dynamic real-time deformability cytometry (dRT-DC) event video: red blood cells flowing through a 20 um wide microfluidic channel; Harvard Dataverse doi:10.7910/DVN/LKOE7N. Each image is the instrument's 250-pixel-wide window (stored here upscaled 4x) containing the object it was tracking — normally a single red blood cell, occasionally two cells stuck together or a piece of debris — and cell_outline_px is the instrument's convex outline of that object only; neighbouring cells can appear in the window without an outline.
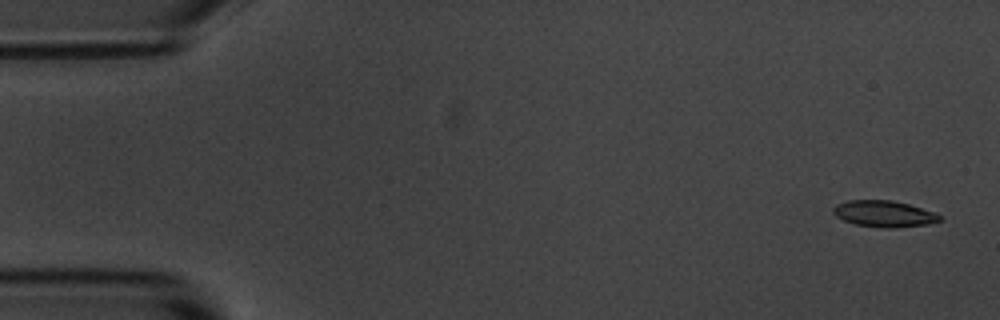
{"species": "common noctule bat (a hibernating species)", "species_latin": "Nyctalus noctula", "temperature_condition": "room temperature", "stored_images_in_passage": 4, "camera_frame_rate_fps": 3000, "um_per_image_px": 0.085, "animal": {"sex": "male", "body_mass_g": 20.1, "forearm_length_mm": 53.5}, "frame": {"image": 1, "passage_image": 1, "time_ms": 0.0, "image_size_px": [1000, 320], "cell_outline_px": [[940, 220], [928, 224], [888, 228], [856, 224], [844, 220], [836, 216], [832, 212], [832, 208], [836, 204], [848, 200], [892, 200], [908, 204], [932, 212], [940, 216]], "centroid_in_image_um": [75.08, 18.16], "position_along_channel_um": 9.9, "area_um2": 16.01}}
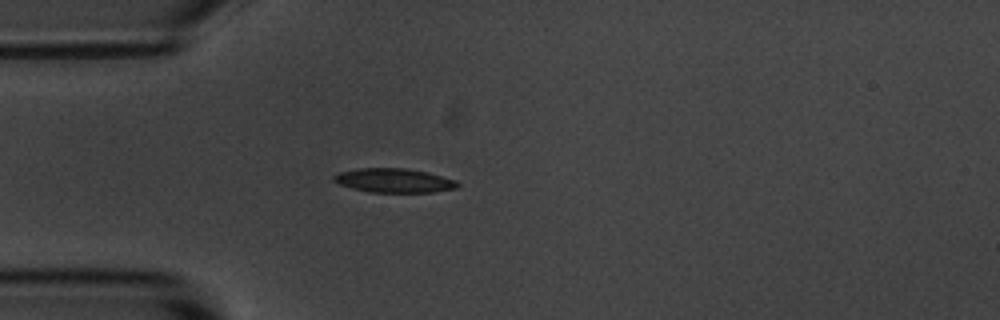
{"frame": {"image": 2, "passage_image": 4, "time_ms": 4.333, "image_size_px": [1000, 320], "cell_outline_px": [[460, 184], [456, 188], [432, 192], [368, 192], [352, 188], [340, 184], [332, 180], [332, 176], [340, 172], [356, 168], [408, 168], [428, 172], [456, 180]], "centroid_in_image_um": [33.48, 15.33], "position_along_channel_um": 51.5, "area_um2": 17.46}}